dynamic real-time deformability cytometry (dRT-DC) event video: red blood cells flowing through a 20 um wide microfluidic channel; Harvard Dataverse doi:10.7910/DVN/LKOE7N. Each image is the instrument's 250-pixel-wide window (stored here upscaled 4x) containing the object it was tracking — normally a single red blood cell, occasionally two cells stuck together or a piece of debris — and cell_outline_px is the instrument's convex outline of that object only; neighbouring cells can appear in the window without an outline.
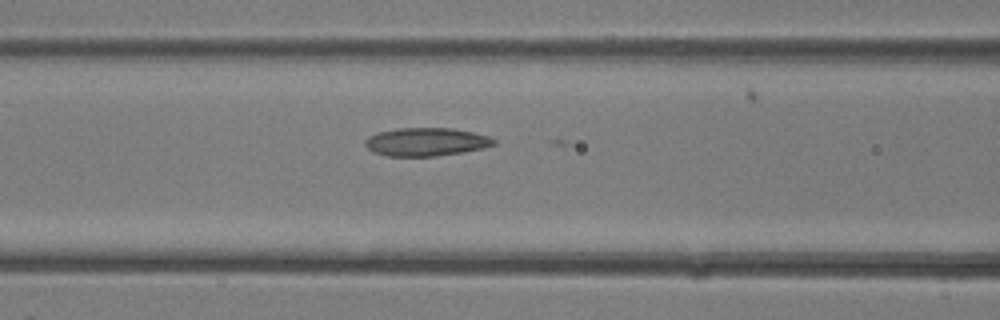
{"species": "common noctule bat (a hibernating species)", "species_latin": "Nyctalus noctula", "temperature_condition": "room temperature", "stored_images_in_passage": 15, "camera_frame_rate_fps": 3000, "um_per_image_px": 0.085, "animal": {"sex": "female"}, "frame": {"image": 1, "passage_image": 14, "time_ms": 4.333, "image_size_px": [1000, 320], "cell_outline_px": [[496, 144], [484, 148], [464, 152], [436, 156], [388, 156], [372, 152], [364, 144], [364, 140], [368, 136], [380, 132], [396, 128], [452, 128], [472, 132], [488, 136], [496, 140]], "centroid_in_image_um": [36.22, 12.06], "position_along_channel_um": 130.4, "area_um2": 21.27}}